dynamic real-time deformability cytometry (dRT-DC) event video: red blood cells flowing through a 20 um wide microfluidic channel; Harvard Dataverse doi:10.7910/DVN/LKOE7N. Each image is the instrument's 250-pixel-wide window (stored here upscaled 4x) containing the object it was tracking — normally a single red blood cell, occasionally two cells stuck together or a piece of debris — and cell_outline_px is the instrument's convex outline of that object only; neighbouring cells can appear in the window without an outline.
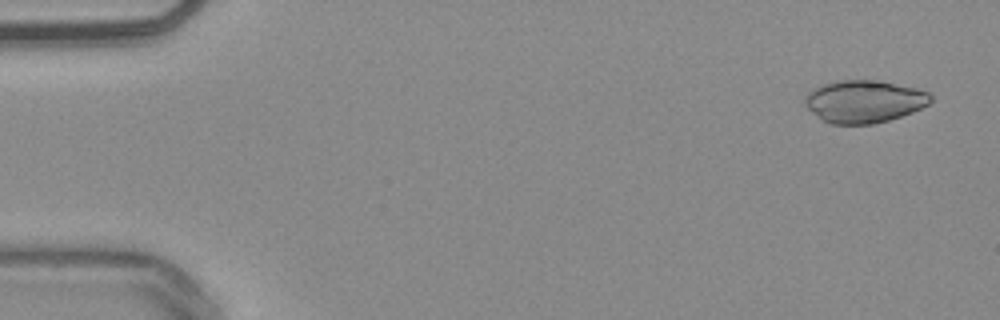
{"species": "common noctule bat (a hibernating species)", "species_latin": "Nyctalus noctula", "temperature_condition": "warm", "stored_images_in_passage": 53, "camera_frame_rate_fps": 3000, "um_per_image_px": 0.085, "animal": {"sex": "male", "body_mass_g": 20.4}, "frame": {"image": 1, "passage_image": 3, "time_ms": 0.667, "image_size_px": [1000, 320], "cell_outline_px": [[932, 100], [928, 104], [912, 112], [888, 120], [872, 124], [832, 124], [820, 120], [804, 104], [804, 96], [808, 92], [820, 84], [836, 80], [876, 80], [916, 88], [928, 92], [932, 96]], "centroid_in_image_um": [73.4, 8.62], "position_along_channel_um": 11.6, "area_um2": 31.27}}
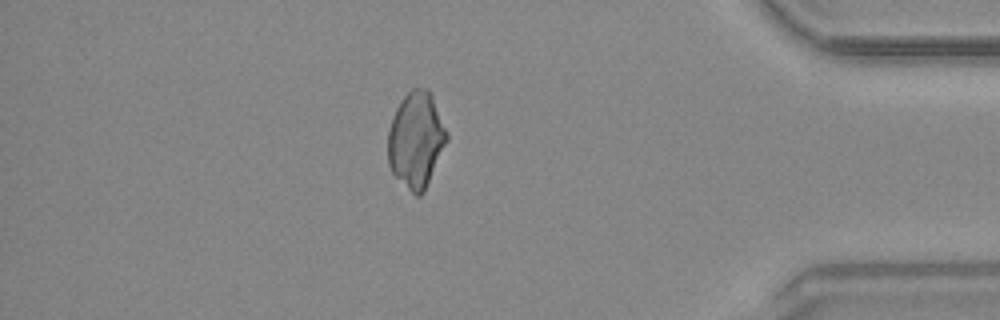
{"frame": {"image": 2, "passage_image": 46, "time_ms": 15.0, "image_size_px": [1000, 320], "cell_outline_px": [[448, 140], [424, 192], [420, 196], [416, 196], [392, 172], [388, 164], [388, 128], [396, 108], [400, 100], [412, 88], [428, 88], [432, 92], [448, 132]], "centroid_in_image_um": [35.38, 11.84], "position_along_channel_um": 399.8, "area_um2": 33.12}}